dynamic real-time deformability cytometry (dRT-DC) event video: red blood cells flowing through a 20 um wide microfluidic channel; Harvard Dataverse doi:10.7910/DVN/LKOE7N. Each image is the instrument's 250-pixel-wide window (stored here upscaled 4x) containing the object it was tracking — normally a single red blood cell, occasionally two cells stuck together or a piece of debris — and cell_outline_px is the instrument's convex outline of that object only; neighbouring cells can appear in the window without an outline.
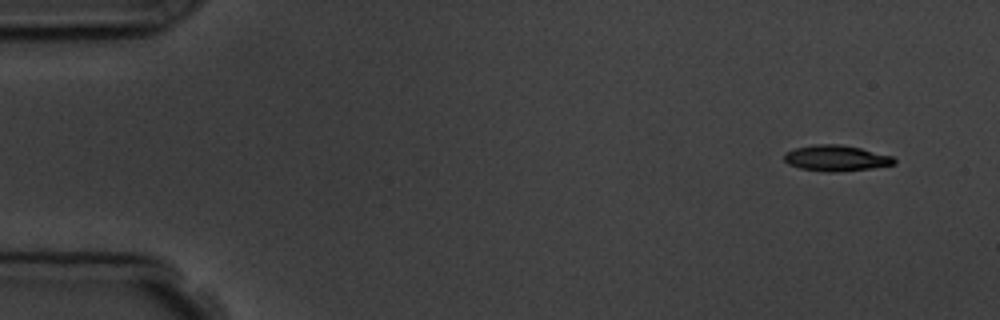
{"species": "common noctule bat (a hibernating species)", "species_latin": "Nyctalus noctula", "temperature_condition": "room temperature", "stored_images_in_passage": 6, "camera_frame_rate_fps": 3000, "um_per_image_px": 0.085, "animal": {"sex": "male", "body_mass_g": 19.5, "forearm_length_mm": 54.6}, "frame": {"image": 1, "passage_image": 1, "time_ms": 0.0, "image_size_px": [1000, 320], "cell_outline_px": [[896, 164], [872, 168], [836, 172], [824, 172], [800, 168], [788, 164], [784, 160], [784, 152], [796, 148], [816, 144], [840, 144], [860, 148], [892, 156], [896, 160]], "centroid_in_image_um": [71.06, 13.45], "position_along_channel_um": 13.9, "area_um2": 16.59}}
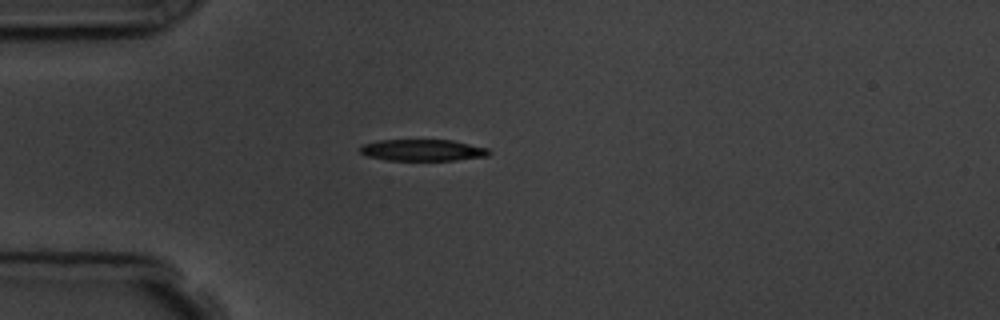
{"frame": {"image": 2, "passage_image": 4, "time_ms": 3.667, "image_size_px": [1000, 320], "cell_outline_px": [[492, 152], [488, 156], [456, 160], [388, 160], [368, 156], [360, 152], [360, 148], [364, 144], [380, 140], [452, 140], [488, 148]], "centroid_in_image_um": [35.97, 12.76], "position_along_channel_um": 49.0, "area_um2": 16.07}}